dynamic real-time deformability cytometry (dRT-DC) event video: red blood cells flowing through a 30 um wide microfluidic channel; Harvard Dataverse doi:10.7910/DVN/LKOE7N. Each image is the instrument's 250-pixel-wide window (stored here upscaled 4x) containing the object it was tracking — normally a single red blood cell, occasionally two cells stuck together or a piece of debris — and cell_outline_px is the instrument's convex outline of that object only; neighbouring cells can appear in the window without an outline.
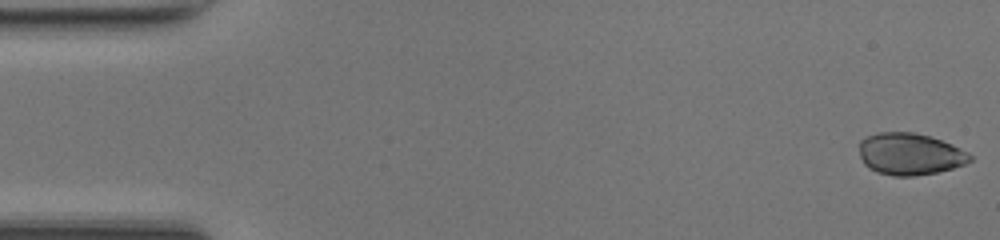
{"species": "common noctule bat (a hibernating species)", "species_latin": "Nyctalus noctula", "temperature_condition": "room temperature", "stored_images_in_passage": 49, "camera_frame_rate_fps": 3000, "um_per_image_px": 0.085, "animal": {"sex": "female", "body_mass_g": 17.0, "forearm_length_mm": 48.0}, "frame": {"image": 1, "passage_image": 1, "time_ms": 0.0, "image_size_px": [1000, 240], "cell_outline_px": [[972, 160], [964, 164], [952, 168], [936, 172], [912, 176], [892, 176], [876, 172], [868, 168], [864, 164], [860, 156], [860, 140], [868, 136], [880, 132], [912, 132], [928, 136], [952, 144], [968, 152], [972, 156]], "centroid_in_image_um": [77.33, 13.1], "position_along_channel_um": 7.7, "area_um2": 26.93}}
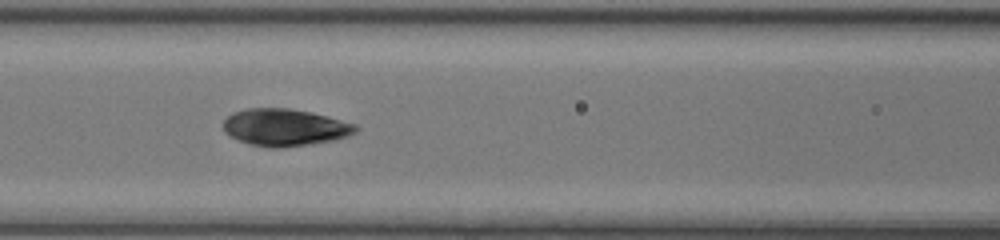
{"frame": {"image": 2, "passage_image": 21, "time_ms": 6.667, "image_size_px": [1000, 240], "cell_outline_px": [[360, 128], [356, 132], [348, 136], [336, 140], [280, 148], [268, 148], [248, 144], [228, 136], [224, 132], [224, 120], [232, 112], [248, 108], [288, 108], [312, 112], [328, 116], [356, 124]], "centroid_in_image_um": [24.21, 10.83], "position_along_channel_um": 142.4, "area_um2": 28.96}}
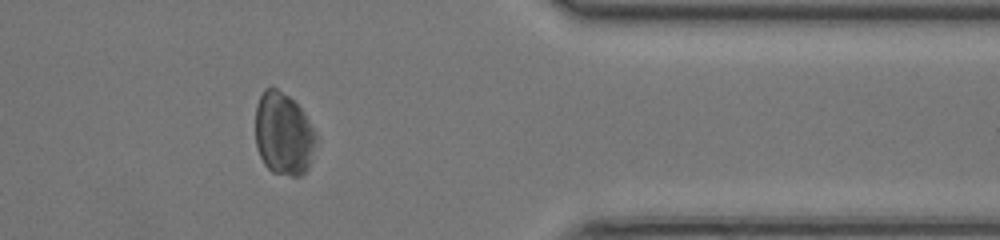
{"frame": {"image": 3, "passage_image": 40, "time_ms": 13.0, "image_size_px": [1000, 240], "cell_outline_px": [[320, 140], [308, 168], [300, 176], [292, 176], [272, 172], [264, 164], [256, 148], [256, 104], [264, 88], [276, 88], [288, 96], [300, 108], [308, 120]], "centroid_in_image_um": [24.12, 11.41], "position_along_channel_um": 387.3, "area_um2": 29.48}, "authors_computed_cell_mechanics": {"area_um2": 28.8422, "velocity_mm_per_s": 4.1982, "shape_relaxation_time_tau1_ms": 4.2811, "shape_relaxation_time_tau2_ms": 2.1911, "deformation_change_tau1": 0.0811, "deformation_change_tau2": 0.0763}}